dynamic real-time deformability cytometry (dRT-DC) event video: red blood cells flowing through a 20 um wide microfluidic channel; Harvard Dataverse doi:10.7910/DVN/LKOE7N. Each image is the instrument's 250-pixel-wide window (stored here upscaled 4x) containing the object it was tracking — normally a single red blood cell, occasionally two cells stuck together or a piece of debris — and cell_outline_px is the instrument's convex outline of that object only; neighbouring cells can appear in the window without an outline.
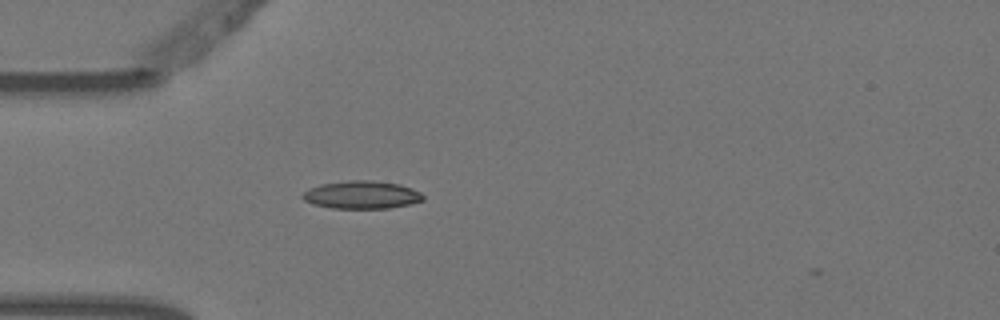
{"species": "Egyptian fruit bat (a non-hibernating species)", "species_latin": "Rousettus aegyptiacus", "temperature_condition": "warm", "stored_images_in_passage": 2, "camera_frame_rate_fps": 3000, "um_per_image_px": 0.085, "animal": {"sex": "female"}, "frame": {"image": 1, "passage_image": 2, "time_ms": 0.333, "image_size_px": [1000, 320], "cell_outline_px": [[424, 200], [408, 204], [388, 208], [332, 208], [312, 204], [304, 200], [300, 196], [308, 188], [320, 184], [348, 180], [372, 180], [400, 184], [412, 188], [420, 192], [424, 196]], "centroid_in_image_um": [30.72, 16.55], "position_along_channel_um": 54.3, "area_um2": 19.65}}